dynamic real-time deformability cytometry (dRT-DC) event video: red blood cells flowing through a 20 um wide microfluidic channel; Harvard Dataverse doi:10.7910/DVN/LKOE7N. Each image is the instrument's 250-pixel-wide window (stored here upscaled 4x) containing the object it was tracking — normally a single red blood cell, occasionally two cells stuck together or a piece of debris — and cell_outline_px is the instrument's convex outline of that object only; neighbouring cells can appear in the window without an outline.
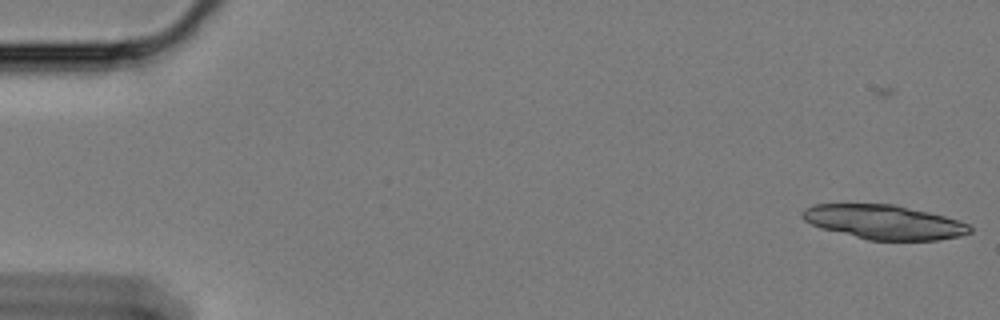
{"species": "Egyptian fruit bat (a non-hibernating species)", "species_latin": "Rousettus aegyptiacus", "temperature_condition": "cold", "stored_images_in_passage": 9, "camera_frame_rate_fps": 3000, "um_per_image_px": 0.085, "animal": {"sex": "female"}, "frame": {"image": 1, "passage_image": 1, "time_ms": 0.0, "image_size_px": [1000, 320], "cell_outline_px": [[972, 232], [960, 236], [936, 240], [868, 240], [820, 228], [804, 220], [800, 216], [800, 212], [804, 208], [812, 204], [896, 204], [960, 220], [968, 224], [972, 228]], "centroid_in_image_um": [75.12, 18.87], "position_along_channel_um": 9.9, "area_um2": 33.64}}